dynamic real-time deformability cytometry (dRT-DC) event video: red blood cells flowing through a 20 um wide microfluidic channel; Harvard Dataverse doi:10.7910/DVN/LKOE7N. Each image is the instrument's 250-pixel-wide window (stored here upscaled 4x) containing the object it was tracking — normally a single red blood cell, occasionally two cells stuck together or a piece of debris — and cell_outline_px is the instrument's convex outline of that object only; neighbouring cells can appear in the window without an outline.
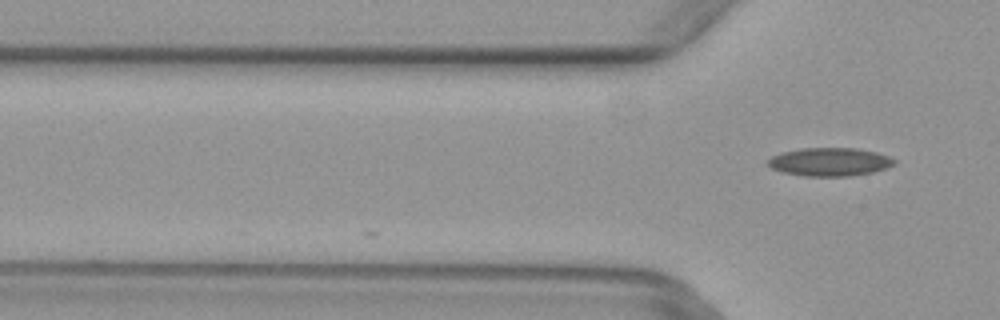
{"species": "common noctule bat (a hibernating species)", "species_latin": "Nyctalus noctula", "temperature_condition": "warm", "stored_images_in_passage": 4, "camera_frame_rate_fps": 3000, "um_per_image_px": 0.085, "animal": {"sex": "female", "body_mass_g": 29.2, "forearm_length_mm": 56.3}, "frame": {"image": 1, "passage_image": 4, "time_ms": 1.0, "image_size_px": [1000, 320], "cell_outline_px": [[896, 164], [888, 168], [872, 172], [848, 176], [804, 176], [784, 172], [772, 168], [764, 164], [772, 156], [780, 152], [800, 148], [856, 148], [876, 152], [888, 156], [896, 160]], "centroid_in_image_um": [70.52, 13.75], "position_along_channel_um": 55.3, "area_um2": 20.98}}